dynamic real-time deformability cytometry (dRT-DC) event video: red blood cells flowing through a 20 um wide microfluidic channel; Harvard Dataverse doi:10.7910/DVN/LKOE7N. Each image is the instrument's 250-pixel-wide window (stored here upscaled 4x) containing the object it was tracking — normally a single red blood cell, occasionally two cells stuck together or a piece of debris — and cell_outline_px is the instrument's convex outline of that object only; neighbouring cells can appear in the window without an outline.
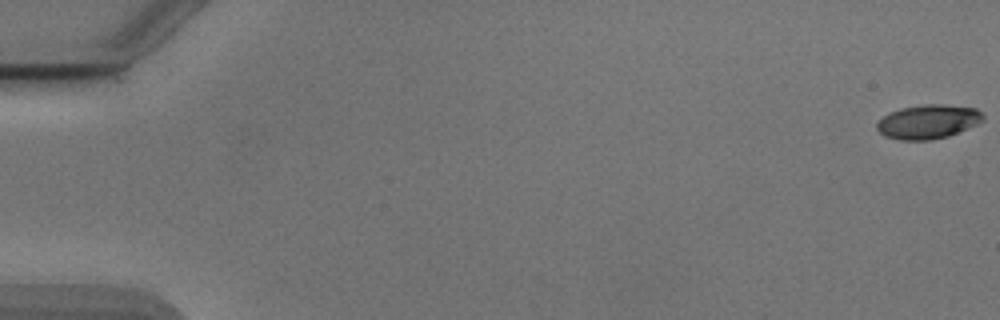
{"species": "Egyptian fruit bat (a non-hibernating species)", "species_latin": "Rousettus aegyptiacus", "temperature_condition": "cold", "stored_images_in_passage": 13, "camera_frame_rate_fps": 3000, "um_per_image_px": 0.085, "animal": {"sex": "male"}, "frame": {"image": 1, "passage_image": 1, "time_ms": 0.0, "image_size_px": [1000, 320], "cell_outline_px": [[984, 120], [976, 124], [948, 136], [932, 140], [900, 140], [884, 136], [876, 128], [876, 124], [884, 116], [900, 108], [924, 104], [944, 104], [976, 108], [984, 116]], "centroid_in_image_um": [78.88, 10.34], "position_along_channel_um": 6.1, "area_um2": 20.98}}